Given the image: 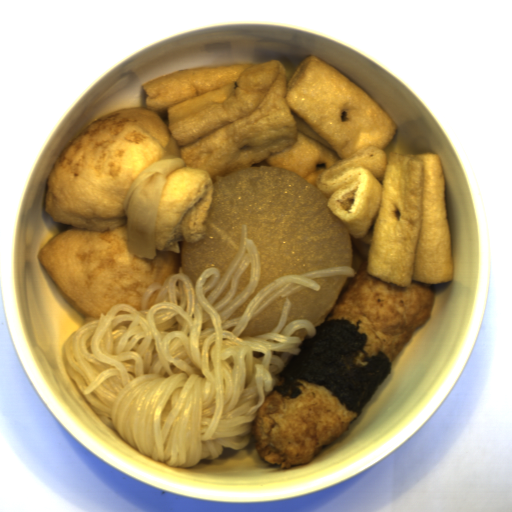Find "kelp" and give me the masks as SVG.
Returning a JSON list of instances; mask_svg holds the SVG:
<instances>
[{
	"label": "kelp",
	"instance_id": "99668d17",
	"mask_svg": "<svg viewBox=\"0 0 512 512\" xmlns=\"http://www.w3.org/2000/svg\"><path fill=\"white\" fill-rule=\"evenodd\" d=\"M362 323L340 317L315 327V335L307 334L301 351L277 372L279 383L273 393L295 399L301 392L298 386L306 389L300 381L305 380L324 387L347 411L356 413L353 421L359 419L361 409L372 402L392 371L385 353L378 350L368 357L363 348L368 335L359 331Z\"/></svg>",
	"mask_w": 512,
	"mask_h": 512
}]
</instances>
